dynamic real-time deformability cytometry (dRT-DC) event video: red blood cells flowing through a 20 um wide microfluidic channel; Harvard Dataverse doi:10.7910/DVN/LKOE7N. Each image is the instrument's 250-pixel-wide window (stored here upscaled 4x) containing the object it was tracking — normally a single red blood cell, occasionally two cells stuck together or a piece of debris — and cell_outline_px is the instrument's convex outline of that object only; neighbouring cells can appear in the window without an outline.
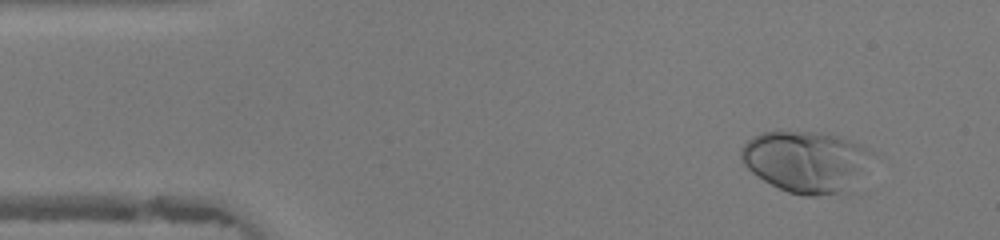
{"species": "human", "species_latin": "Homo sapiens", "temperature_condition": "warm", "stored_images_in_passage": 47, "camera_frame_rate_fps": 3000, "um_per_image_px": 0.085, "donor": {"sex": "female"}, "frame": {"image": 1, "passage_image": 5, "time_ms": 1.333, "image_size_px": [1000, 240], "cell_outline_px": [[864, 148], [860, 168], [840, 192], [816, 196], [804, 196], [788, 192], [764, 180], [752, 172], [740, 160], [740, 148], [748, 140], [764, 132], [808, 132], [828, 136], [856, 144]], "centroid_in_image_um": [68.22, 13.73], "position_along_channel_um": 16.8, "area_um2": 43.41}}
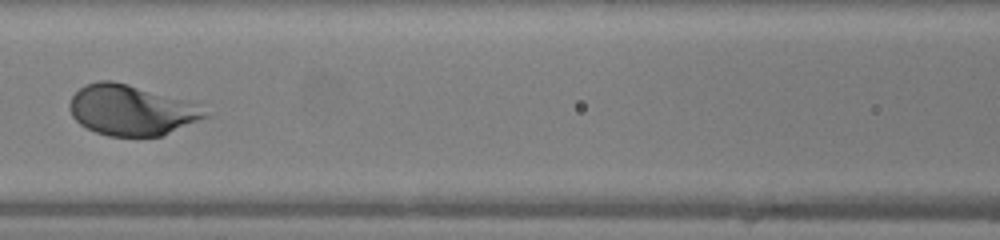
{"frame": {"image": 2, "passage_image": 21, "time_ms": 6.667, "image_size_px": [1000, 240], "cell_outline_px": [[208, 116], [160, 136], [108, 136], [96, 132], [80, 124], [72, 116], [72, 96], [84, 84], [100, 80], [112, 80], [128, 84], [188, 100], [196, 104]], "centroid_in_image_um": [11.14, 9.35], "position_along_channel_um": 155.5, "area_um2": 39.13}}
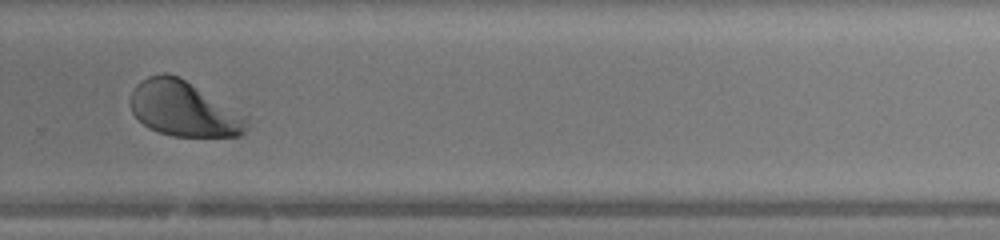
{"frame": {"image": 3, "passage_image": 32, "time_ms": 10.333, "image_size_px": [1000, 240], "cell_outline_px": [[248, 128], [240, 136], [172, 136], [148, 128], [132, 112], [132, 92], [136, 84], [140, 80], [148, 76], [164, 72], [168, 72], [184, 80], [248, 116]], "centroid_in_image_um": [15.63, 9.26], "position_along_channel_um": 314.2, "area_um2": 37.05}, "authors_computed_cell_mechanics": {"area_um2": 39.6508, "velocity_mm_per_s": 4.3494, "shape_relaxation_time_tau1_ms": 1.3584, "shape_relaxation_time_tau2_ms": null, "deformation_change_tau1": 0.1663, "deformation_change_tau2": null}}